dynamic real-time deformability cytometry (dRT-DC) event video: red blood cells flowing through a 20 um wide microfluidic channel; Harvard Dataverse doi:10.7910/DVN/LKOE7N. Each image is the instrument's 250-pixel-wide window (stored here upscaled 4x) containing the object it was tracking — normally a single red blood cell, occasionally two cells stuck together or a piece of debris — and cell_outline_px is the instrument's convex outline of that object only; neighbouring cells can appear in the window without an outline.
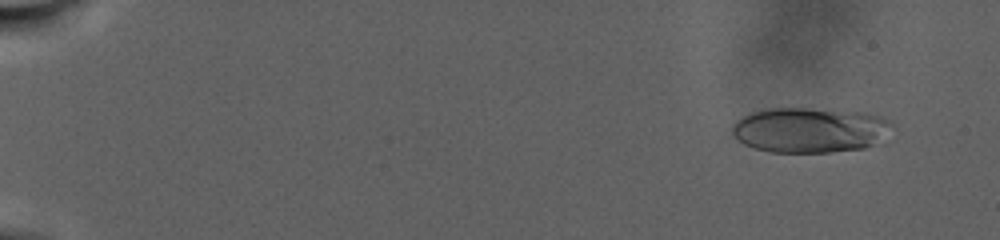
{"species": "human", "species_latin": "Homo sapiens", "temperature_condition": "warm", "stored_images_in_passage": 72, "camera_frame_rate_fps": 3000, "um_per_image_px": 0.085, "donor": {"sex": "male"}, "frame": {"image": 1, "passage_image": 3, "time_ms": 1.667, "image_size_px": [1000, 240], "cell_outline_px": [[892, 124], [872, 144], [864, 148], [828, 152], [772, 152], [756, 148], [744, 144], [732, 132], [732, 124], [736, 120], [752, 112], [768, 108], [804, 108], [864, 112], [880, 116], [888, 120]], "centroid_in_image_um": [68.76, 11.04], "position_along_channel_um": 16.2, "area_um2": 41.33}}
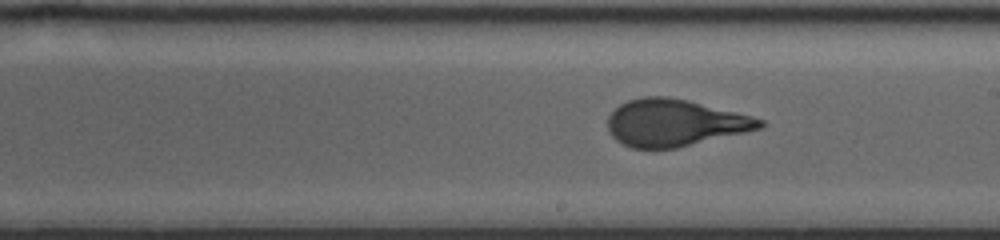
{"frame": {"image": 2, "passage_image": 41, "time_ms": 19.0, "image_size_px": [1000, 240], "cell_outline_px": [[768, 124], [760, 128], [744, 132], [676, 148], [632, 148], [616, 140], [608, 132], [608, 116], [620, 104], [628, 100], [644, 96], [668, 96], [688, 100], [752, 116], [764, 120]], "centroid_in_image_um": [57.33, 10.43], "position_along_channel_um": 231.7, "area_um2": 41.38}}
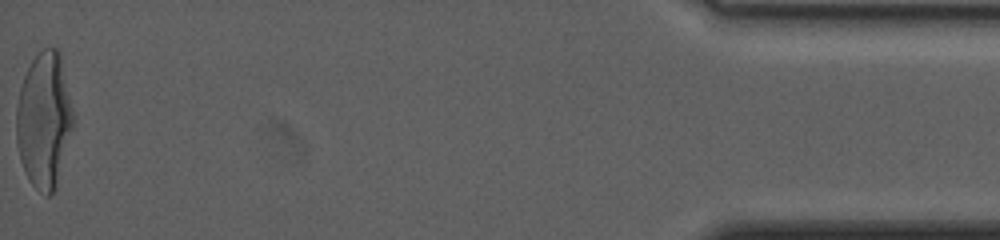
{"frame": {"image": 3, "passage_image": 72, "time_ms": 31.667, "image_size_px": [1000, 240], "cell_outline_px": [[72, 128], [56, 188], [48, 196], [44, 196], [32, 184], [20, 160], [16, 140], [16, 108], [20, 88], [24, 76], [32, 60], [44, 48], [56, 48], [60, 52], [72, 108]], "centroid_in_image_um": [3.73, 10.21], "position_along_channel_um": 431.5, "area_um2": 44.39}, "authors_computed_cell_mechanics": {"area_um2": 41.4426, "velocity_mm_per_s": 2.2178, "shape_relaxation_time_tau1_ms": 10.6118, "shape_relaxation_time_tau2_ms": null, "deformation_change_tau1": 0.2849, "deformation_change_tau2": null}}